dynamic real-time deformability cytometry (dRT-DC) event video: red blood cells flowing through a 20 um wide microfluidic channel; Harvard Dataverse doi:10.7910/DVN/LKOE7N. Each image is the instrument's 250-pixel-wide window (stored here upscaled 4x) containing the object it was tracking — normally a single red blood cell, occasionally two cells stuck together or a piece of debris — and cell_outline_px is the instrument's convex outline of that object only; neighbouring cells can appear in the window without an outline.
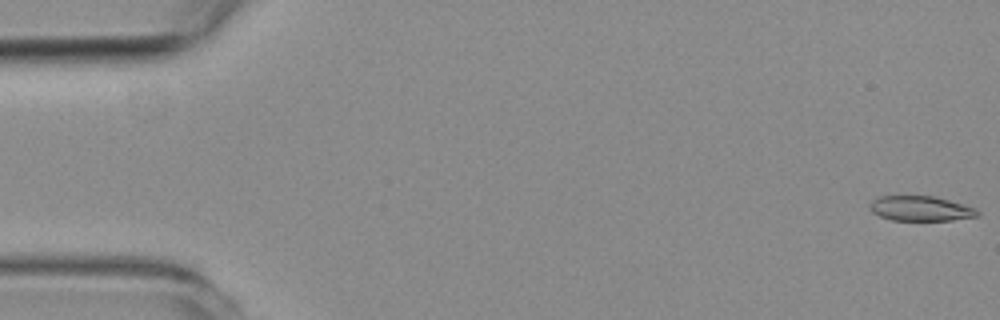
{"species": "common noctule bat (a hibernating species)", "species_latin": "Nyctalus noctula", "temperature_condition": "room temperature", "stored_images_in_passage": 55, "camera_frame_rate_fps": 3000, "um_per_image_px": 0.085, "animal": {"sex": "female", "body_mass_g": 19.3, "forearm_length_mm": 54.1}, "frame": {"image": 1, "passage_image": 1, "time_ms": 0.0, "image_size_px": [1000, 320], "cell_outline_px": [[980, 216], [952, 220], [892, 220], [880, 216], [872, 212], [868, 204], [872, 200], [880, 196], [936, 196], [976, 208], [980, 212]], "centroid_in_image_um": [78.27, 17.72], "position_along_channel_um": 6.7, "area_um2": 15.72}}
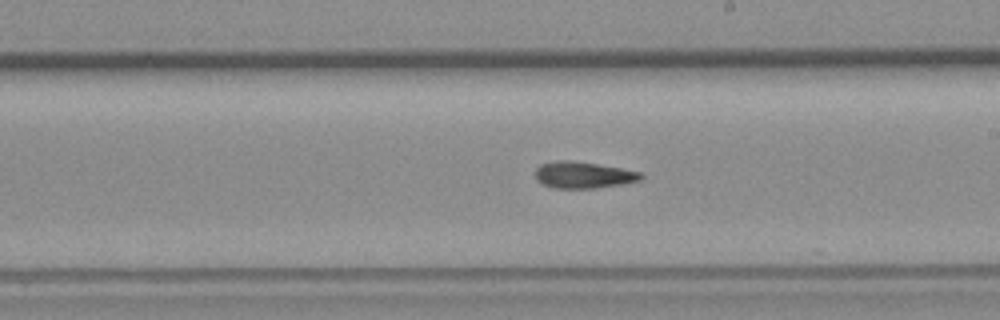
{"frame": {"image": 2, "passage_image": 31, "time_ms": 10.0, "image_size_px": [1000, 320], "cell_outline_px": [[644, 176], [640, 180], [624, 184], [596, 188], [552, 188], [536, 180], [536, 168], [540, 164], [560, 160], [568, 160], [596, 164], [620, 168], [640, 172]], "centroid_in_image_um": [49.58, 14.88], "position_along_channel_um": 239.4, "area_um2": 16.24}}
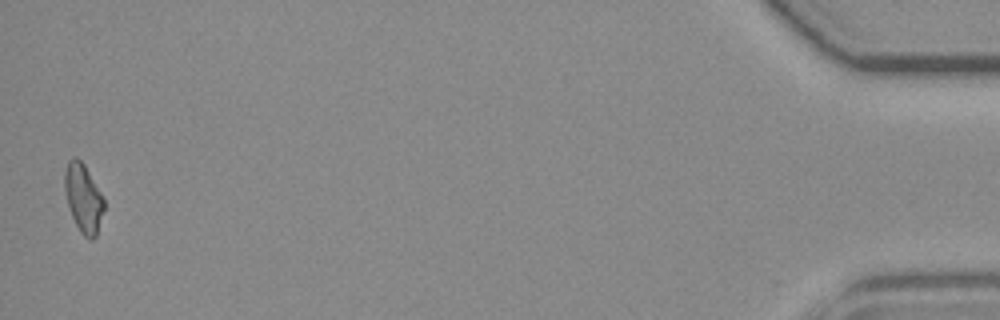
{"frame": {"image": 3, "passage_image": 54, "time_ms": 17.667, "image_size_px": [1000, 320], "cell_outline_px": [[104, 208], [96, 236], [92, 240], [88, 240], [80, 232], [72, 216], [68, 204], [64, 188], [64, 172], [68, 160], [72, 156], [76, 156], [84, 164], [100, 192], [104, 200]], "centroid_in_image_um": [7.07, 16.83], "position_along_channel_um": 428.1, "area_um2": 15.61}, "authors_computed_cell_mechanics": {"area_um2": 16.184, "velocity_mm_per_s": 3.7668, "shape_relaxation_time_tau1_ms": null, "shape_relaxation_time_tau2_ms": 10.915, "deformation_change_tau1": null, "deformation_change_tau2": 0.2092}}